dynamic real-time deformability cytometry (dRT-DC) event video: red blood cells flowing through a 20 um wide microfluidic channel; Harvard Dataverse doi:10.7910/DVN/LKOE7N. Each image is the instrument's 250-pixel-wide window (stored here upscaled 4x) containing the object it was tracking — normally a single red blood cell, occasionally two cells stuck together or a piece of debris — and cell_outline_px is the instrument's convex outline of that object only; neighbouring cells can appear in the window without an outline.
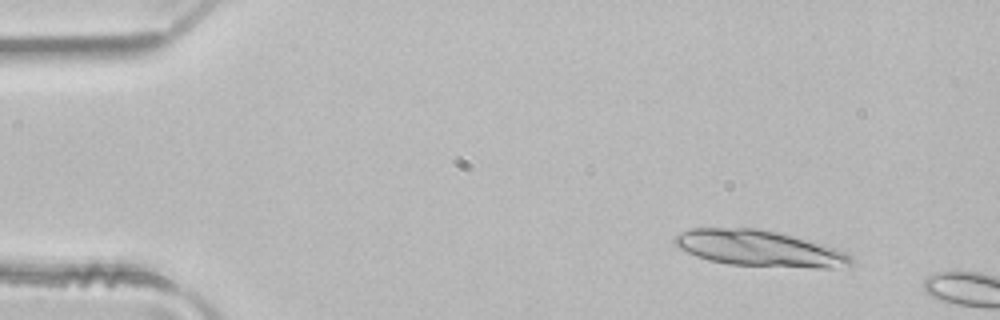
{"species": "common noctule bat (a hibernating species)", "species_latin": "Nyctalus noctula", "temperature_condition": "room temperature", "stored_images_in_passage": 3, "camera_frame_rate_fps": 3000, "um_per_image_px": 0.085, "animal": {"sex": "male", "body_mass_g": 21.5, "forearm_length_mm": 52.0}, "frame": {"image": 1, "passage_image": 2, "time_ms": 0.333, "image_size_px": [1000, 320], "cell_outline_px": [[852, 264], [832, 268], [816, 268], [728, 264], [708, 260], [696, 256], [672, 244], [672, 240], [680, 232], [692, 228], [760, 228], [824, 244], [836, 248], [852, 256]], "centroid_in_image_um": [64.51, 21.11], "position_along_channel_um": 20.5, "area_um2": 36.93}}